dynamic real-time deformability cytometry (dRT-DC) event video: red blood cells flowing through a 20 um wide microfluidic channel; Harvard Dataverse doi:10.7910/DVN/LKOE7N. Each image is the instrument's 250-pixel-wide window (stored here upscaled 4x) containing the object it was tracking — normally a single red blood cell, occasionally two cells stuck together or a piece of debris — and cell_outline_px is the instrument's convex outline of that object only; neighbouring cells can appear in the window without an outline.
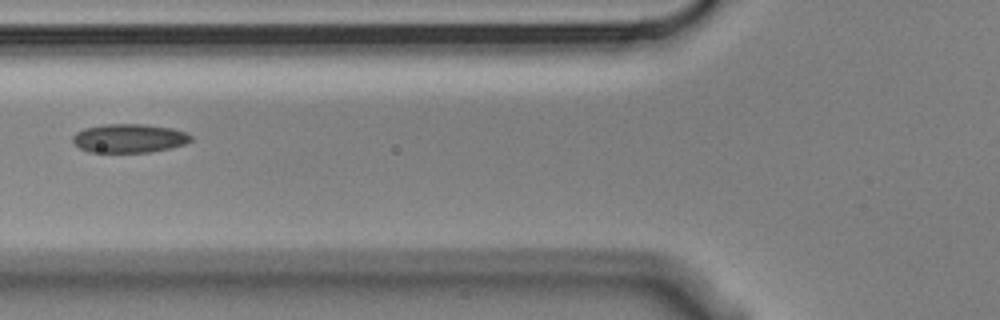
{"species": "Egyptian fruit bat (a non-hibernating species)", "species_latin": "Rousettus aegyptiacus", "temperature_condition": "cold", "stored_images_in_passage": 8, "camera_frame_rate_fps": 3000, "um_per_image_px": 0.085, "animal": {"sex": "male"}, "frame": {"image": 1, "passage_image": 6, "time_ms": 1.667, "image_size_px": [1000, 320], "cell_outline_px": [[192, 140], [184, 144], [168, 148], [148, 152], [88, 152], [80, 148], [72, 140], [72, 136], [76, 132], [84, 128], [104, 124], [144, 124], [172, 128], [188, 132], [192, 136]], "centroid_in_image_um": [10.98, 11.74], "position_along_channel_um": 114.8, "area_um2": 19.83}}
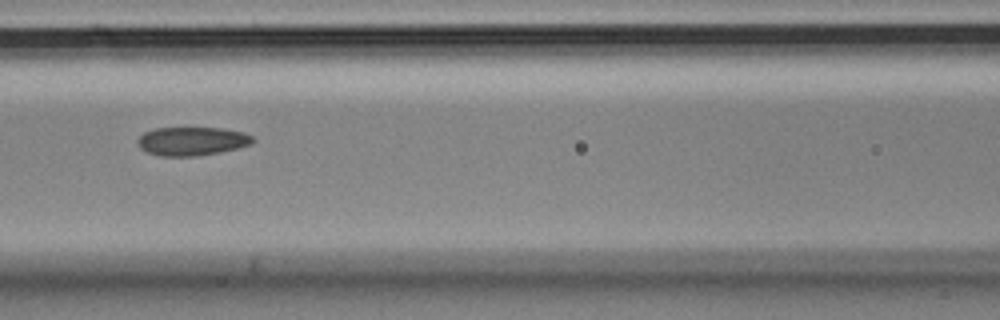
{"frame": {"image": 2, "passage_image": 7, "time_ms": 2.0, "image_size_px": [1000, 320], "cell_outline_px": [[256, 140], [252, 144], [220, 152], [196, 156], [160, 156], [148, 152], [140, 148], [136, 140], [144, 132], [156, 128], [220, 128], [244, 132], [252, 136]], "centroid_in_image_um": [16.32, 12.0], "position_along_channel_um": 150.3, "area_um2": 19.19}}
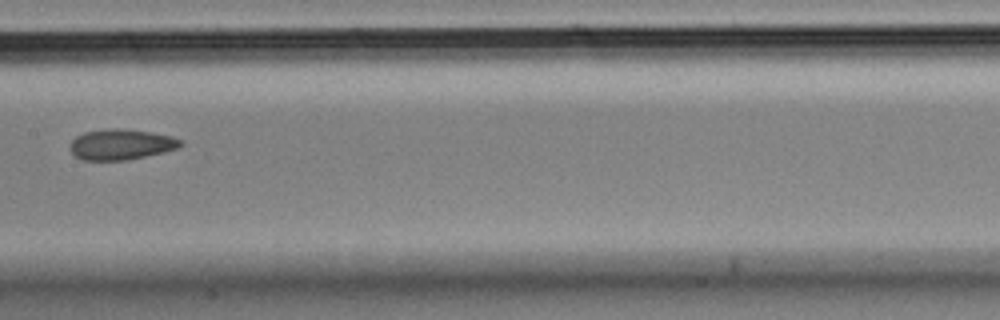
{"frame": {"image": 3, "passage_image": 8, "time_ms": 2.333, "image_size_px": [1000, 320], "cell_outline_px": [[184, 144], [176, 148], [164, 152], [128, 160], [84, 160], [76, 156], [68, 148], [68, 144], [76, 136], [84, 132], [116, 128], [148, 132], [172, 136], [180, 140]], "centroid_in_image_um": [10.26, 12.29], "position_along_channel_um": 197.1, "area_um2": 19.54}}